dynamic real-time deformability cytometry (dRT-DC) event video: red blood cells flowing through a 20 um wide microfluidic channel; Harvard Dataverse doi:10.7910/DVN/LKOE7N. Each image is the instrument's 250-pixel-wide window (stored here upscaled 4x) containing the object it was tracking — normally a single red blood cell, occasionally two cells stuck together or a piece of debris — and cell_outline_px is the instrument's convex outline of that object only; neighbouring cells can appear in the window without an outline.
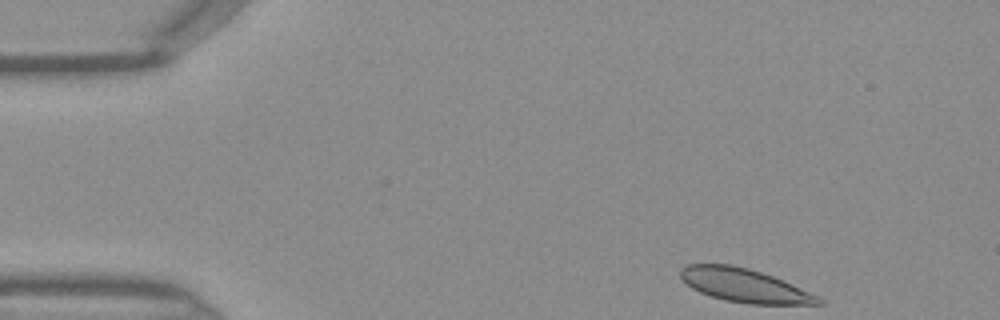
{"species": "Egyptian fruit bat (a non-hibernating species)", "species_latin": "Rousettus aegyptiacus", "temperature_condition": "warm", "stored_images_in_passage": 35, "camera_frame_rate_fps": 3000, "um_per_image_px": 0.085, "frame": {"image": 1, "passage_image": 1, "time_ms": 0.0, "image_size_px": [1000, 320], "cell_outline_px": [[824, 304], [748, 304], [724, 300], [700, 292], [692, 288], [680, 276], [680, 268], [688, 264], [728, 264], [748, 268], [772, 276], [792, 284], [820, 296], [824, 300]], "centroid_in_image_um": [63.3, 24.27], "position_along_channel_um": 21.7, "area_um2": 26.82}}
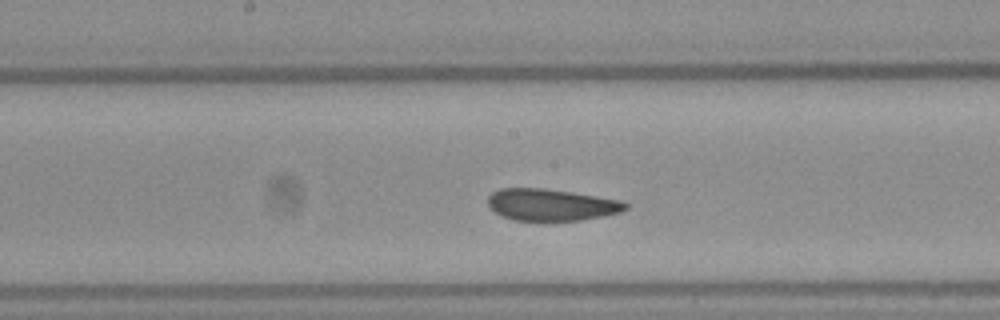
{"frame": {"image": 2, "passage_image": 19, "time_ms": 6.0, "image_size_px": [1000, 320], "cell_outline_px": [[628, 208], [620, 212], [604, 216], [580, 220], [516, 220], [504, 216], [496, 212], [488, 204], [488, 196], [492, 192], [500, 188], [544, 188], [572, 192], [620, 200], [628, 204]], "centroid_in_image_um": [46.87, 17.39], "position_along_channel_um": 201.3, "area_um2": 25.26}}
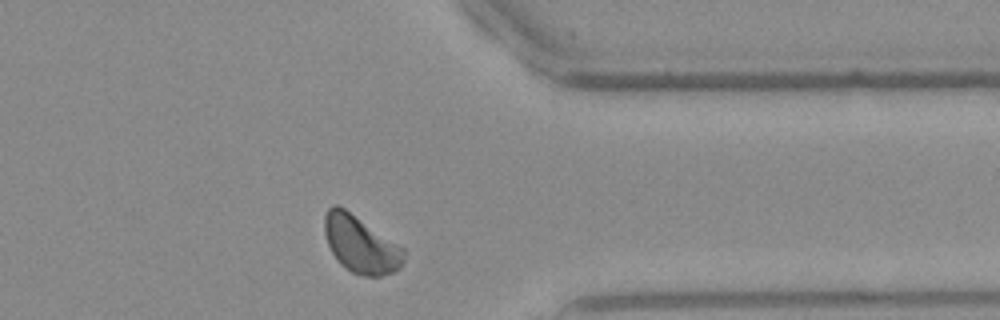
{"frame": {"image": 3, "passage_image": 32, "time_ms": 10.333, "image_size_px": [1000, 320], "cell_outline_px": [[404, 260], [400, 268], [392, 272], [380, 276], [360, 276], [344, 268], [336, 260], [328, 244], [324, 232], [324, 216], [328, 208], [332, 204], [336, 204], [344, 208], [404, 248]], "centroid_in_image_um": [30.63, 20.79], "position_along_channel_um": 380.8, "area_um2": 26.3}}